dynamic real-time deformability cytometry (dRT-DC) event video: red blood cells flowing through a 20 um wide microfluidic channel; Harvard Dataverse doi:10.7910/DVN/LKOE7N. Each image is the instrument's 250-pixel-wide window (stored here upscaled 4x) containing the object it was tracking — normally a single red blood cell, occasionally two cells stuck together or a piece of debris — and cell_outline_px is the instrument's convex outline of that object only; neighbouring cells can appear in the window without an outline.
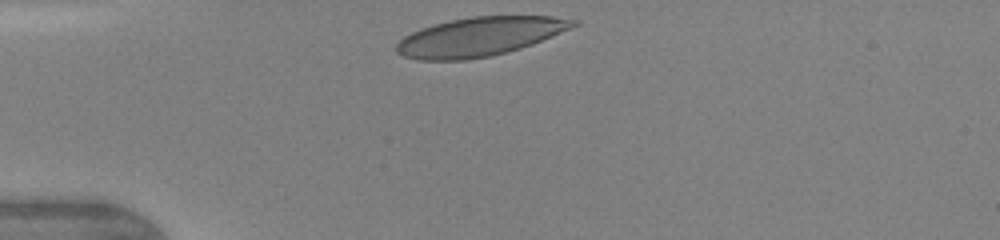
{"species": "human", "species_latin": "Homo sapiens", "temperature_condition": "warm", "stored_images_in_passage": 6, "camera_frame_rate_fps": 3000, "um_per_image_px": 0.085, "donor": {"sex": "female"}, "frame": {"image": 1, "passage_image": 1, "time_ms": 0.0, "image_size_px": [1000, 240], "cell_outline_px": [[580, 24], [572, 28], [532, 44], [520, 48], [488, 56], [464, 60], [416, 60], [404, 56], [396, 52], [396, 44], [404, 36], [420, 28], [448, 20], [472, 16], [552, 16], [580, 20]], "centroid_in_image_um": [40.77, 3.1], "position_along_channel_um": 44.2, "area_um2": 40.06}}